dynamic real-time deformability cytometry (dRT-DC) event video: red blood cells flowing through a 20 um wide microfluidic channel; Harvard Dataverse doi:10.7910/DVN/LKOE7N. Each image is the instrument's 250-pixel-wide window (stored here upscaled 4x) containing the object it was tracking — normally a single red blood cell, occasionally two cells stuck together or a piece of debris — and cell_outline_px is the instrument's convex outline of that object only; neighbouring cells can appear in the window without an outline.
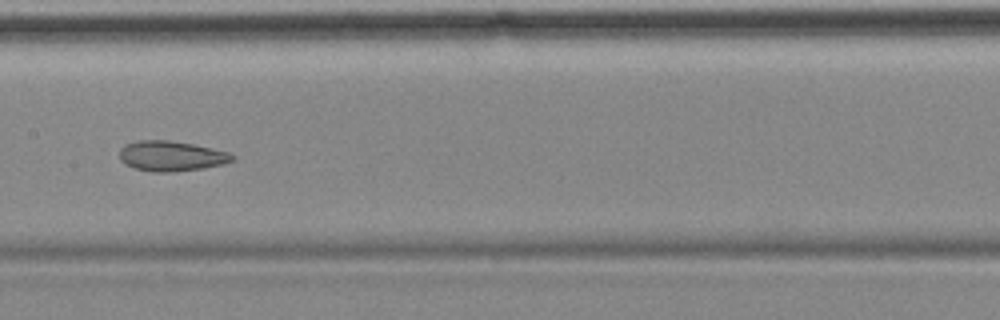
{"species": "common noctule bat (a hibernating species)", "species_latin": "Nyctalus noctula", "temperature_condition": "cold", "stored_images_in_passage": 8, "camera_frame_rate_fps": 3000, "um_per_image_px": 0.085, "animal": {"sex": "female", "body_mass_g": 18.4}, "frame": {"image": 1, "passage_image": 8, "time_ms": 8.333, "image_size_px": [1000, 320], "cell_outline_px": [[236, 160], [224, 164], [204, 168], [172, 172], [152, 172], [132, 168], [124, 164], [120, 160], [120, 148], [124, 144], [140, 140], [168, 140], [192, 144], [212, 148], [228, 152], [236, 156]], "centroid_in_image_um": [14.56, 13.27], "position_along_channel_um": 192.8, "area_um2": 20.11}}